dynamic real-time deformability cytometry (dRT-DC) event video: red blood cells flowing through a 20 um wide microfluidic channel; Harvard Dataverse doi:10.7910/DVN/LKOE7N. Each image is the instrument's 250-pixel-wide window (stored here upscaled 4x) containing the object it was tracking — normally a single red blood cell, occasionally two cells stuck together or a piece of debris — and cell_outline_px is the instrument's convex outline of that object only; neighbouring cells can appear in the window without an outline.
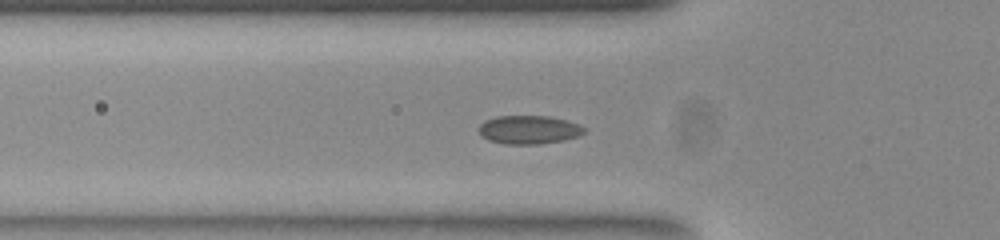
{"species": "common noctule bat (a hibernating species)", "species_latin": "Nyctalus noctula", "temperature_condition": "room temperature", "stored_images_in_passage": 38, "camera_frame_rate_fps": 3000, "um_per_image_px": 0.085, "animal": {"sex": "female", "body_mass_g": 23.0, "forearm_length_mm": 53.4}, "frame": {"image": 1, "passage_image": 2, "time_ms": 0.333, "image_size_px": [1000, 240], "cell_outline_px": [[584, 132], [576, 136], [564, 140], [540, 144], [508, 144], [488, 140], [480, 132], [480, 124], [484, 120], [496, 116], [548, 116], [580, 124], [584, 128]], "centroid_in_image_um": [44.95, 11.02], "position_along_channel_um": 80.9, "area_um2": 17.28}}
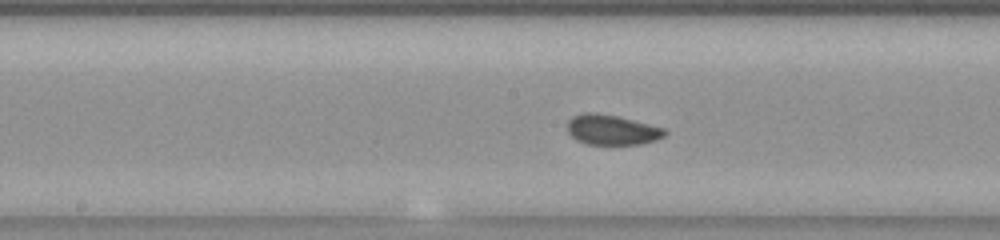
{"frame": {"image": 2, "passage_image": 11, "time_ms": 3.333, "image_size_px": [1000, 240], "cell_outline_px": [[668, 132], [664, 136], [656, 140], [640, 144], [588, 144], [576, 140], [568, 132], [568, 120], [572, 116], [584, 112], [592, 112], [616, 116], [664, 128]], "centroid_in_image_um": [51.99, 11.03], "position_along_channel_um": 196.2, "area_um2": 16.94}}
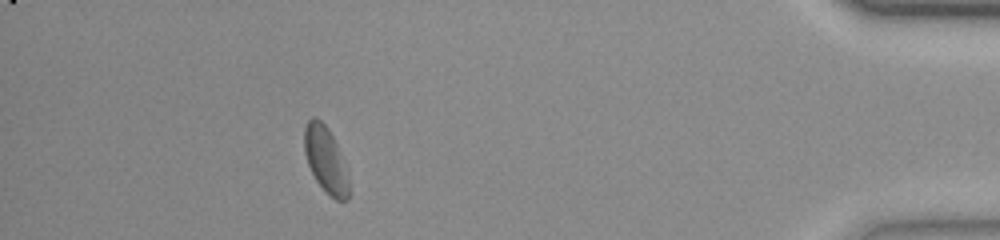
{"frame": {"image": 3, "passage_image": 32, "time_ms": 10.333, "image_size_px": [1000, 240], "cell_outline_px": [[348, 200], [336, 200], [316, 180], [308, 164], [304, 152], [304, 128], [308, 120], [312, 116], [316, 116], [328, 128], [348, 168]], "centroid_in_image_um": [27.68, 13.53], "position_along_channel_um": 407.5, "area_um2": 16.99}}